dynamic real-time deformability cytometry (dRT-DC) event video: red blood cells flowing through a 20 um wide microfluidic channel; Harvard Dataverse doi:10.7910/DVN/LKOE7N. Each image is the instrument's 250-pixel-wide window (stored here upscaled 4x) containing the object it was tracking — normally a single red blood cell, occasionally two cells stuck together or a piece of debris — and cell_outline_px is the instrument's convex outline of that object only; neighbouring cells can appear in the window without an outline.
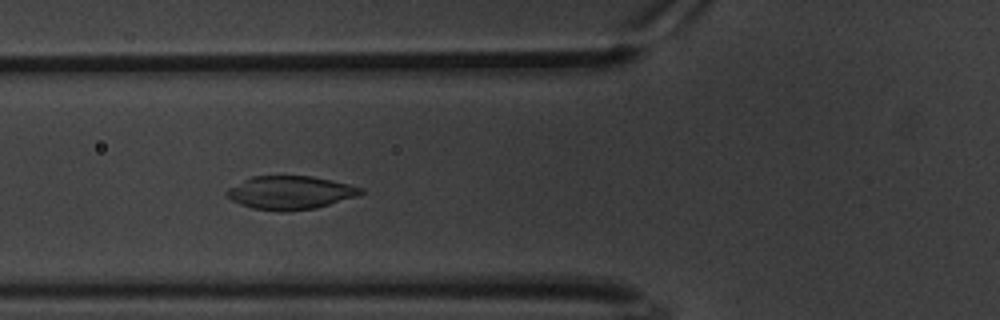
{"species": "common noctule bat (a hibernating species)", "species_latin": "Nyctalus noctula", "temperature_condition": "warm", "stored_images_in_passage": 44, "camera_frame_rate_fps": 3000, "um_per_image_px": 0.085, "animal": {"sex": "male", "body_mass_g": 20.1, "forearm_length_mm": 53.5}, "frame": {"image": 1, "passage_image": 10, "time_ms": 3.0, "image_size_px": [1000, 320], "cell_outline_px": [[364, 192], [356, 196], [316, 208], [284, 212], [280, 212], [252, 208], [240, 204], [232, 200], [224, 192], [228, 188], [252, 176], [312, 176], [332, 180], [364, 188]], "centroid_in_image_um": [24.67, 16.38], "position_along_channel_um": 101.1, "area_um2": 26.01}}
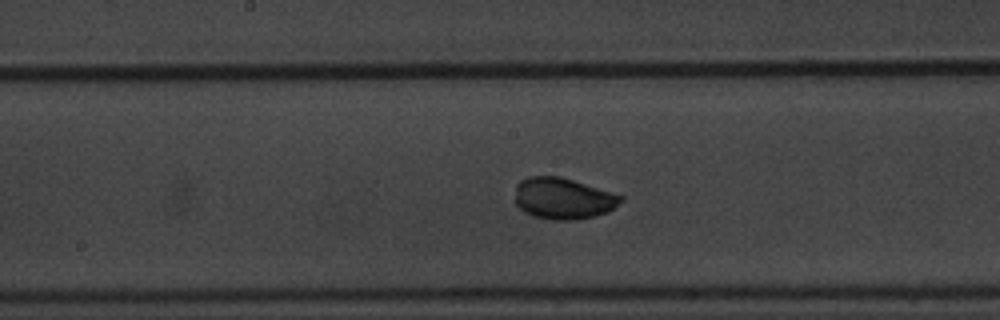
{"frame": {"image": 2, "passage_image": 19, "time_ms": 6.0, "image_size_px": [1000, 320], "cell_outline_px": [[624, 200], [608, 212], [596, 216], [576, 220], [552, 220], [532, 216], [524, 212], [516, 204], [516, 184], [520, 180], [528, 176], [560, 176], [624, 196]], "centroid_in_image_um": [47.86, 16.88], "position_along_channel_um": 200.3, "area_um2": 25.66}}
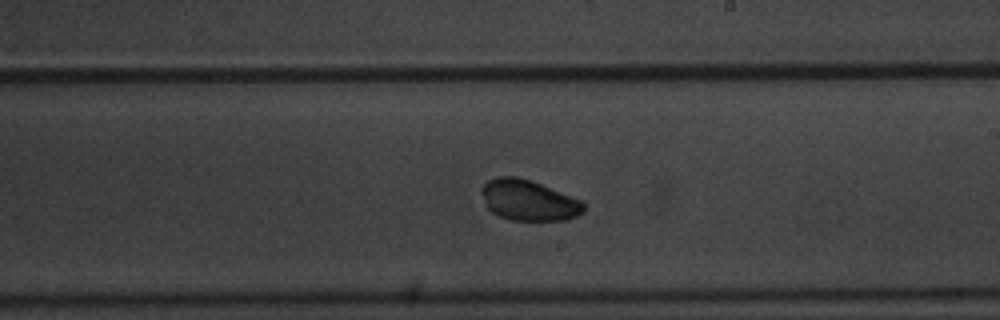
{"frame": {"image": 3, "passage_image": 23, "time_ms": 7.333, "image_size_px": [1000, 320], "cell_outline_px": [[584, 212], [568, 220], [512, 220], [500, 216], [492, 212], [488, 208], [480, 188], [488, 180], [496, 176], [516, 176], [540, 184], [584, 200]], "centroid_in_image_um": [44.96, 17.02], "position_along_channel_um": 244.0, "area_um2": 24.16}, "authors_computed_cell_mechanics": {"area_um2": 24.7384, "velocity_mm_per_s": 3.2887, "shape_relaxation_time_tau1_ms": null, "shape_relaxation_time_tau2_ms": 1.3397, "deformation_change_tau1": null, "deformation_change_tau2": 0.0347}}